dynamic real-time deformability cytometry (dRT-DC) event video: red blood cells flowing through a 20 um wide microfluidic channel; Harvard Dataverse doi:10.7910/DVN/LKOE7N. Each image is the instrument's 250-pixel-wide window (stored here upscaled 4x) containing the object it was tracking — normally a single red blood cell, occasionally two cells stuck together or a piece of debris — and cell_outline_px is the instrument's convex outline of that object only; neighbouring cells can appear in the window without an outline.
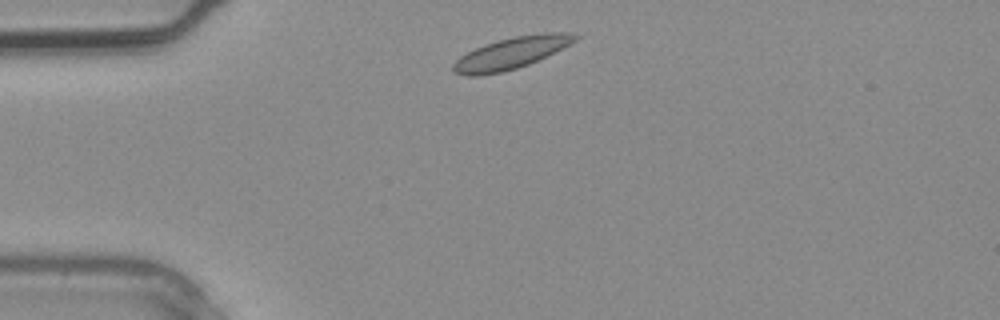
{"species": "common noctule bat (a hibernating species)", "species_latin": "Nyctalus noctula", "temperature_condition": "warm", "stored_images_in_passage": 1, "camera_frame_rate_fps": 3000, "um_per_image_px": 0.085, "animal": {"sex": "male", "body_mass_g": 20.4}, "frame": {"image": 1, "passage_image": 1, "time_ms": 0.0, "image_size_px": [1000, 320], "cell_outline_px": [[580, 36], [576, 40], [528, 64], [504, 72], [480, 76], [468, 76], [452, 72], [452, 64], [460, 56], [484, 44], [516, 36], [544, 32], [568, 32]], "centroid_in_image_um": [43.38, 4.52], "position_along_channel_um": 41.6, "area_um2": 22.14}}